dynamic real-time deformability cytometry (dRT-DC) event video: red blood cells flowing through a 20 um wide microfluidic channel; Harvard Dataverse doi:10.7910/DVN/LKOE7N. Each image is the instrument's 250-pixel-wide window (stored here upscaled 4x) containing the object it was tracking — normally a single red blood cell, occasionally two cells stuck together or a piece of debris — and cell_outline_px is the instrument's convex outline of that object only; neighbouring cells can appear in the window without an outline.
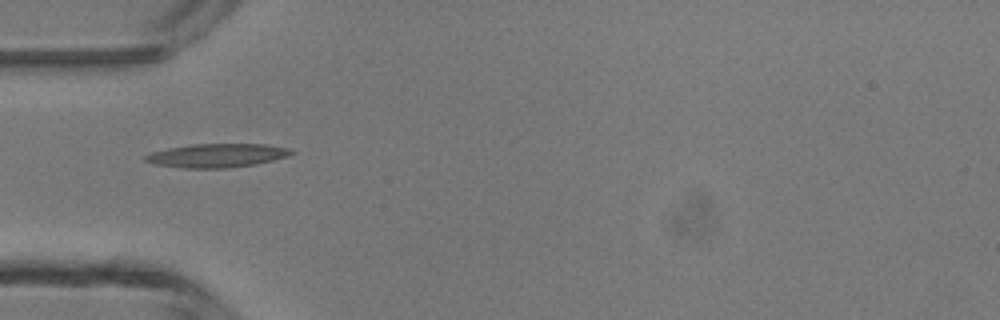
{"species": "common noctule bat (a hibernating species)", "species_latin": "Nyctalus noctula", "temperature_condition": "room temperature", "stored_images_in_passage": 1, "camera_frame_rate_fps": 3000, "um_per_image_px": 0.085, "animal": {"sex": "male", "body_mass_g": 13.3}, "frame": {"image": 1, "passage_image": 1, "time_ms": 0.0, "image_size_px": [1000, 320], "cell_outline_px": [[296, 152], [288, 156], [256, 164], [224, 168], [184, 168], [156, 164], [144, 160], [144, 156], [152, 152], [168, 148], [192, 144], [264, 144], [288, 148]], "centroid_in_image_um": [18.45, 13.21], "position_along_channel_um": 66.6, "area_um2": 20.0}}